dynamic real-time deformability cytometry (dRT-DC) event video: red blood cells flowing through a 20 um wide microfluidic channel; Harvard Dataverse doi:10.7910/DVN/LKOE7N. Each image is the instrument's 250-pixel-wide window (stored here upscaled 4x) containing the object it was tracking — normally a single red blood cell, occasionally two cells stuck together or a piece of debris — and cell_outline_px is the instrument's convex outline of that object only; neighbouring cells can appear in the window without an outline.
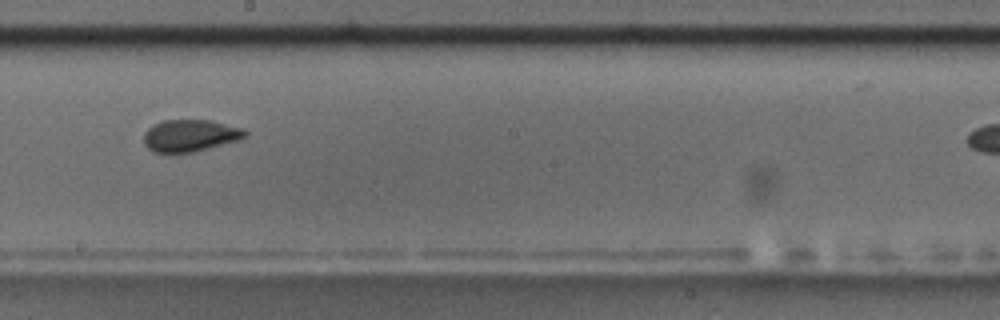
{"species": "common noctule bat (a hibernating species)", "species_latin": "Nyctalus noctula", "temperature_condition": "room temperature", "stored_images_in_passage": 9, "camera_frame_rate_fps": 3000, "um_per_image_px": 0.085, "animal": {"sex": "male", "body_mass_g": 17.5, "forearm_length_mm": 52.3}, "frame": {"image": 1, "passage_image": 6, "time_ms": 6.0, "image_size_px": [1000, 320], "cell_outline_px": [[248, 136], [240, 140], [176, 156], [152, 152], [144, 144], [144, 132], [152, 124], [164, 120], [212, 120], [244, 128], [248, 132]], "centroid_in_image_um": [16.15, 11.55], "position_along_channel_um": 232.1, "area_um2": 19.65}}
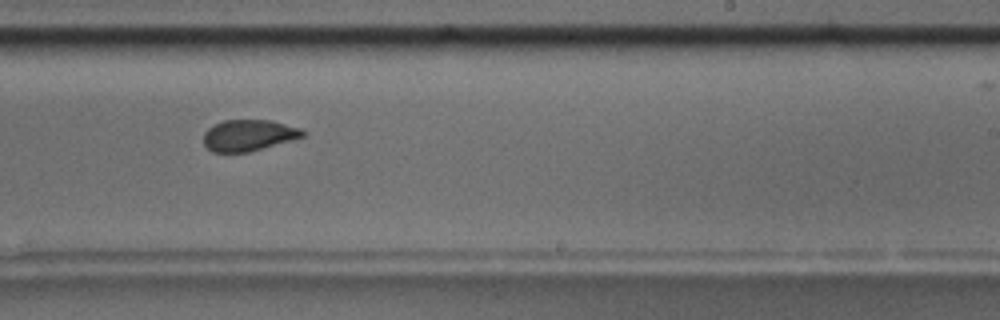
{"frame": {"image": 2, "passage_image": 7, "time_ms": 7.0, "image_size_px": [1000, 320], "cell_outline_px": [[308, 132], [304, 136], [292, 140], [248, 152], [212, 152], [204, 144], [204, 132], [212, 124], [224, 120], [272, 120], [304, 128]], "centroid_in_image_um": [21.17, 11.48], "position_along_channel_um": 267.8, "area_um2": 18.32}}